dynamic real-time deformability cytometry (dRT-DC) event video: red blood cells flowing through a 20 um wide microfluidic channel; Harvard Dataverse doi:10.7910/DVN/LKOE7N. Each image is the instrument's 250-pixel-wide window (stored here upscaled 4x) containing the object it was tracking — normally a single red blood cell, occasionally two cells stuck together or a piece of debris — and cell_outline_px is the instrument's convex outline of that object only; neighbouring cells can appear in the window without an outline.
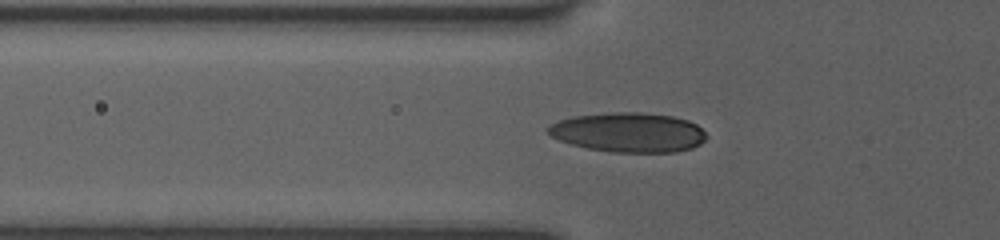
{"species": "human", "species_latin": "Homo sapiens", "temperature_condition": "room temperature", "stored_images_in_passage": 41, "camera_frame_rate_fps": 3000, "um_per_image_px": 0.085, "donor": {"sex": "female"}, "frame": {"image": 1, "passage_image": 7, "time_ms": 2.0, "image_size_px": [1000, 240], "cell_outline_px": [[708, 136], [700, 144], [692, 148], [676, 152], [612, 152], [588, 148], [572, 144], [560, 140], [552, 136], [548, 132], [548, 128], [552, 124], [560, 120], [572, 116], [612, 112], [640, 112], [672, 116], [688, 120], [696, 124]], "centroid_in_image_um": [53.46, 11.25], "position_along_channel_um": 72.3, "area_um2": 36.36}}
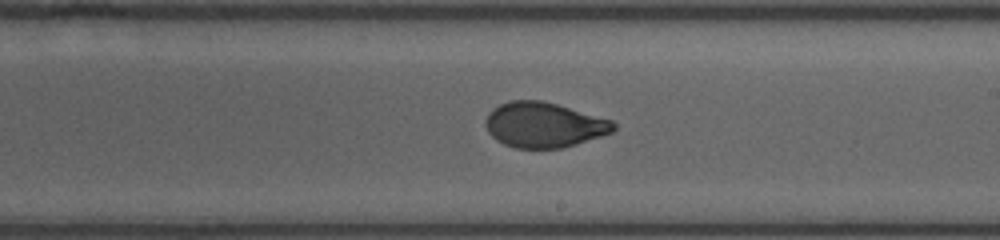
{"frame": {"image": 2, "passage_image": 20, "time_ms": 6.333, "image_size_px": [1000, 240], "cell_outline_px": [[616, 128], [612, 132], [576, 144], [560, 148], [516, 148], [504, 144], [496, 140], [488, 132], [484, 124], [484, 120], [488, 112], [492, 108], [500, 104], [512, 100], [540, 100], [556, 104], [612, 120], [616, 124]], "centroid_in_image_um": [46.19, 10.61], "position_along_channel_um": 242.8, "area_um2": 33.64}}
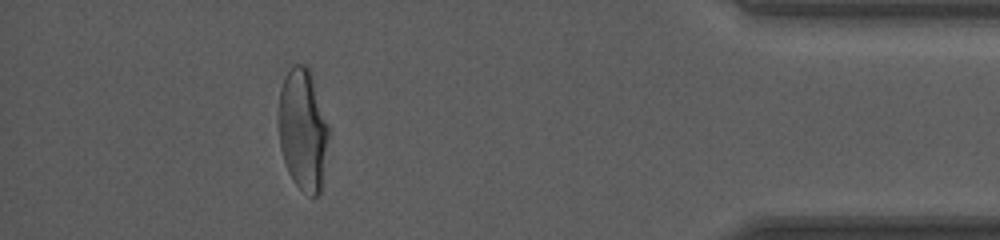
{"frame": {"image": 3, "passage_image": 36, "time_ms": 11.667, "image_size_px": [1000, 240], "cell_outline_px": [[328, 136], [320, 192], [316, 196], [312, 196], [304, 192], [292, 180], [288, 172], [280, 148], [280, 88], [284, 76], [292, 64], [308, 64], [328, 124]], "centroid_in_image_um": [25.74, 10.98], "position_along_channel_um": 409.5, "area_um2": 35.03}}